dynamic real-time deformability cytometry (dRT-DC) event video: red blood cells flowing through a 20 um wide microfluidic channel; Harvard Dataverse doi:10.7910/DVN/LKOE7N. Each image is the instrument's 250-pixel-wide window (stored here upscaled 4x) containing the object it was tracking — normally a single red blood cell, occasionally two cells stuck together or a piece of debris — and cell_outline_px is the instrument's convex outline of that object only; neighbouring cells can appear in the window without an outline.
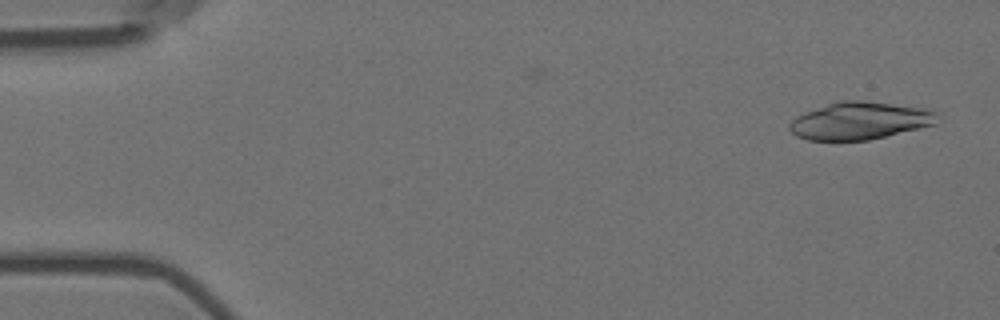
{"species": "Egyptian fruit bat (a non-hibernating species)", "species_latin": "Rousettus aegyptiacus", "temperature_condition": "room temperature", "stored_images_in_passage": 55, "segment_of_instrument_passage": [1, 2], "camera_frame_rate_fps": 3000, "um_per_image_px": 0.085, "animal": {"sex": "female"}, "frame": {"image": 1, "passage_image": 2, "time_ms": 0.333, "image_size_px": [1000, 320], "cell_outline_px": [[944, 116], [936, 124], [868, 140], [808, 140], [796, 136], [788, 128], [788, 124], [796, 116], [804, 112], [840, 100], [864, 100], [932, 108], [940, 112]], "centroid_in_image_um": [73.18, 10.24], "position_along_channel_um": 11.8, "area_um2": 32.89}}